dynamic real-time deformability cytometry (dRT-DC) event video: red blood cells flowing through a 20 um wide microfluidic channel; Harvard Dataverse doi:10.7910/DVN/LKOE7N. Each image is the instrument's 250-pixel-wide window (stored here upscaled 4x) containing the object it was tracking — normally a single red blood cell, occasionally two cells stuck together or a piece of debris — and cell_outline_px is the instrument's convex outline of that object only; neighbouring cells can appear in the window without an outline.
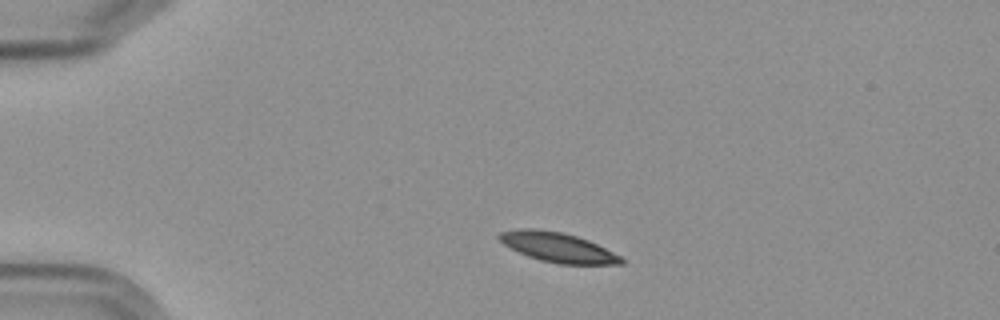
{"species": "Egyptian fruit bat (a non-hibernating species)", "species_latin": "Rousettus aegyptiacus", "temperature_condition": "cold", "stored_images_in_passage": 2, "camera_frame_rate_fps": 3000, "um_per_image_px": 0.085, "frame": {"image": 1, "passage_image": 1, "time_ms": 0.0, "image_size_px": [1000, 320], "cell_outline_px": [[624, 264], [560, 264], [540, 260], [528, 256], [504, 244], [496, 236], [500, 232], [524, 228], [536, 228], [564, 232], [588, 240], [620, 256], [624, 260]], "centroid_in_image_um": [47.4, 21.01], "position_along_channel_um": 37.6, "area_um2": 20.87}}